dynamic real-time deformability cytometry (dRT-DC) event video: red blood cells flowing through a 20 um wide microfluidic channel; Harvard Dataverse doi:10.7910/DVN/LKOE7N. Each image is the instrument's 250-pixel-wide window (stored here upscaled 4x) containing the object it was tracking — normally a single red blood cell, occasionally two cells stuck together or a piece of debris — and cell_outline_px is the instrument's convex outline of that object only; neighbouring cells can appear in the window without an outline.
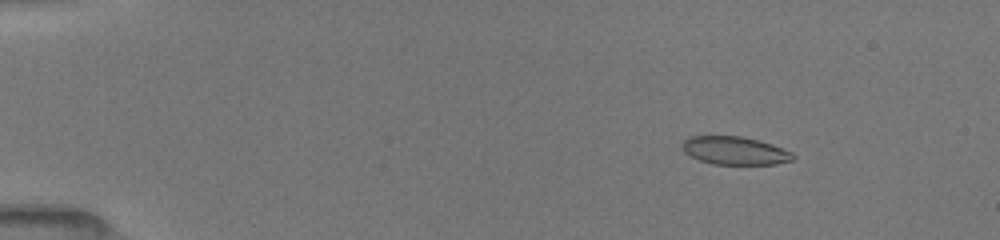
{"species": "common noctule bat (a hibernating species)", "species_latin": "Nyctalus noctula", "temperature_condition": "room temperature", "stored_images_in_passage": 23, "camera_frame_rate_fps": 3000, "um_per_image_px": 0.085, "animal": {"sex": "female", "body_mass_g": 19.5, "forearm_length_mm": 54.1}, "frame": {"image": 1, "passage_image": 5, "time_ms": 2.333, "image_size_px": [1000, 240], "cell_outline_px": [[796, 156], [792, 160], [776, 164], [712, 164], [700, 160], [684, 152], [680, 144], [684, 140], [692, 136], [740, 136], [760, 140], [772, 144], [792, 152]], "centroid_in_image_um": [62.47, 12.8], "position_along_channel_um": 22.5, "area_um2": 18.15}}
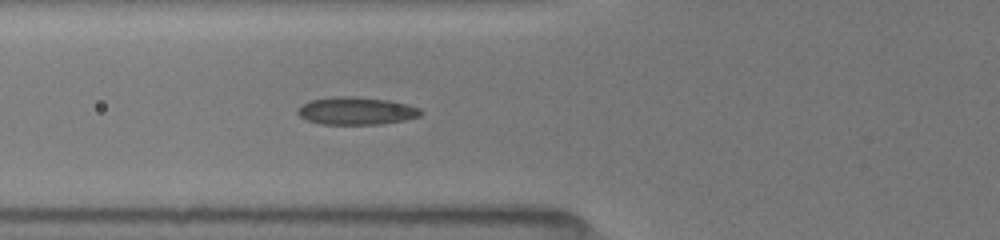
{"frame": {"image": 2, "passage_image": 21, "time_ms": 6.667, "image_size_px": [1000, 240], "cell_outline_px": [[424, 112], [420, 116], [404, 120], [380, 124], [320, 124], [308, 120], [300, 116], [296, 112], [296, 108], [308, 100], [332, 96], [352, 96], [388, 100], [408, 104], [420, 108]], "centroid_in_image_um": [30.26, 9.41], "position_along_channel_um": 95.5, "area_um2": 20.06}}
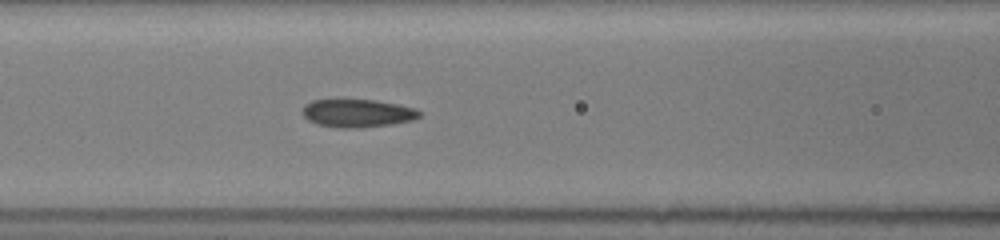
{"frame": {"image": 3, "passage_image": 23, "time_ms": 7.667, "image_size_px": [1000, 240], "cell_outline_px": [[420, 116], [412, 120], [392, 124], [360, 128], [336, 128], [316, 124], [308, 120], [304, 116], [304, 104], [312, 100], [376, 100], [416, 108], [420, 112]], "centroid_in_image_um": [30.38, 9.63], "position_along_channel_um": 136.2, "area_um2": 19.07}}